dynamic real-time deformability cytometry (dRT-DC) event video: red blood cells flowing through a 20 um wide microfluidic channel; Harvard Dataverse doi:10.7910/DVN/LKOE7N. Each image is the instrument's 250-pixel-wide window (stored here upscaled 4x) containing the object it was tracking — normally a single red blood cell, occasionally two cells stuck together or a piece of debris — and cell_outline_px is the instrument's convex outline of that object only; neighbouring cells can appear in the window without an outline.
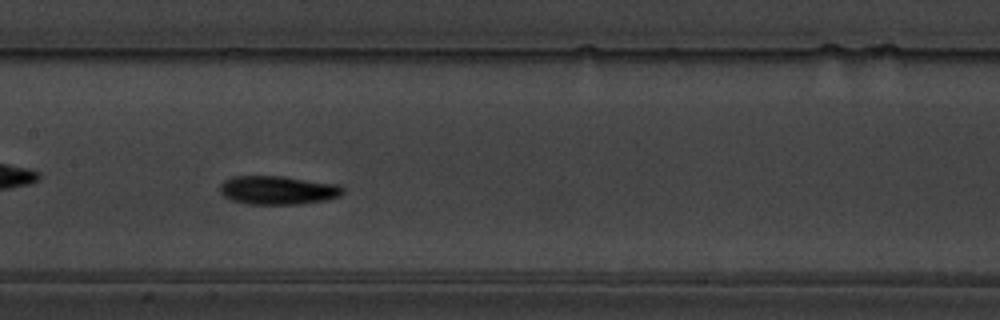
{"species": "common noctule bat (a hibernating species)", "species_latin": "Nyctalus noctula", "temperature_condition": "warm", "stored_images_in_passage": 48, "camera_frame_rate_fps": 3000, "um_per_image_px": 0.085, "animal": {"sex": "male", "body_mass_g": 19.5, "forearm_length_mm": 54.6}, "frame": {"image": 1, "passage_image": 20, "time_ms": 6.333, "image_size_px": [1000, 320], "cell_outline_px": [[344, 192], [340, 196], [324, 200], [300, 204], [248, 204], [232, 200], [224, 196], [220, 192], [220, 184], [224, 180], [232, 176], [284, 176], [340, 184], [344, 188]], "centroid_in_image_um": [23.63, 16.15], "position_along_channel_um": 183.8, "area_um2": 20.69}}
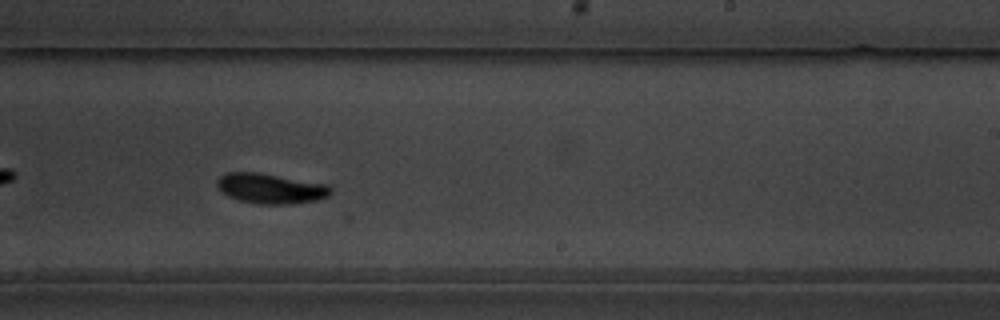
{"frame": {"image": 2, "passage_image": 27, "time_ms": 8.667, "image_size_px": [1000, 320], "cell_outline_px": [[332, 192], [328, 196], [316, 200], [292, 204], [260, 204], [240, 200], [228, 196], [216, 184], [216, 180], [220, 176], [228, 172], [260, 172], [328, 184], [332, 188]], "centroid_in_image_um": [23.04, 16.01], "position_along_channel_um": 266.0, "area_um2": 20.0}}
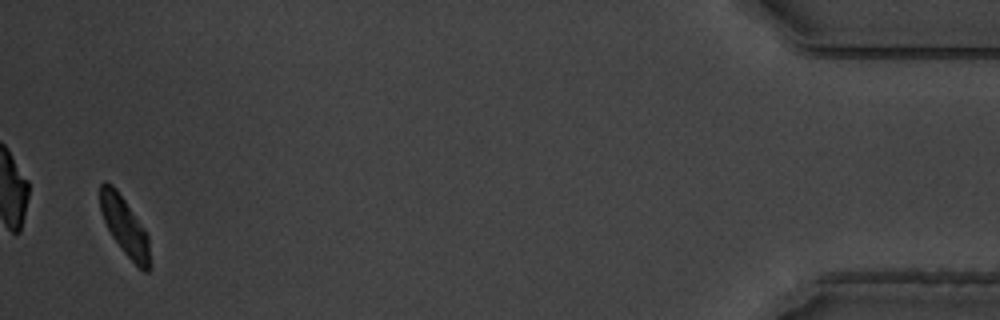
{"frame": {"image": 3, "passage_image": 47, "time_ms": 15.333, "image_size_px": [1000, 320], "cell_outline_px": [[152, 268], [148, 272], [144, 272], [124, 252], [112, 236], [104, 220], [100, 208], [100, 184], [112, 184], [116, 188], [144, 228], [148, 236]], "centroid_in_image_um": [10.64, 19.29], "position_along_channel_um": 424.6, "area_um2": 16.65}, "authors_computed_cell_mechanics": {"area_um2": 19.1318, "velocity_mm_per_s": 3.5359, "shape_relaxation_time_tau1_ms": 2.7777, "shape_relaxation_time_tau2_ms": 3.8205, "deformation_change_tau1": 0.1478, "deformation_change_tau2": 0.0431}}